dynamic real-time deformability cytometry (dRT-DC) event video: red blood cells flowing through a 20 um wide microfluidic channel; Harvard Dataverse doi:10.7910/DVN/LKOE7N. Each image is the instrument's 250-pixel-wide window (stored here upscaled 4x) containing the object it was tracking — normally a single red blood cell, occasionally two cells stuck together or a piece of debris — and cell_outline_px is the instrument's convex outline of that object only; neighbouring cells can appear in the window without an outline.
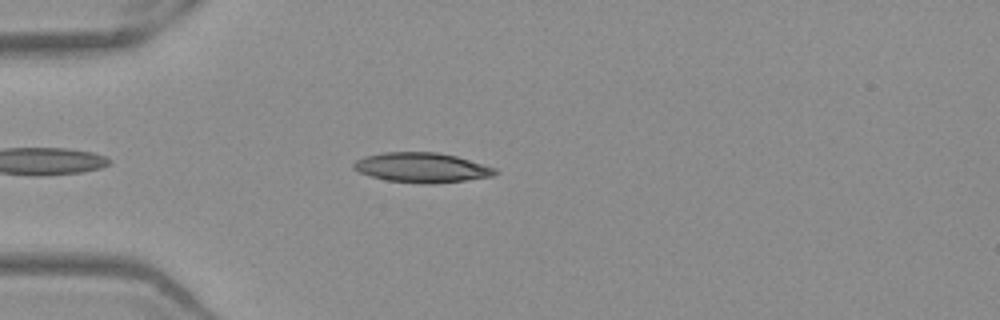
{"species": "Egyptian fruit bat (a non-hibernating species)", "species_latin": "Rousettus aegyptiacus", "temperature_condition": "warm", "stored_images_in_passage": 39, "camera_frame_rate_fps": 3000, "um_per_image_px": 0.085, "frame": {"image": 1, "passage_image": 5, "time_ms": 1.333, "image_size_px": [1000, 320], "cell_outline_px": [[500, 172], [492, 176], [464, 180], [432, 184], [420, 184], [384, 180], [360, 172], [352, 168], [352, 164], [356, 160], [364, 156], [384, 152], [436, 152], [456, 156], [496, 168]], "centroid_in_image_um": [35.84, 14.25], "position_along_channel_um": 49.2, "area_um2": 24.62}}
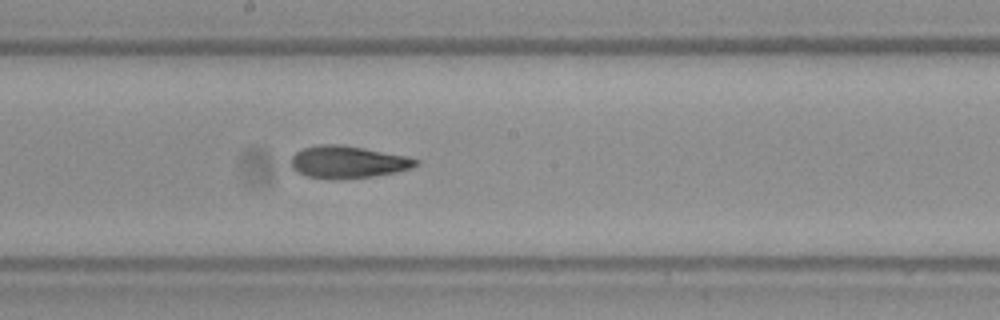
{"frame": {"image": 2, "passage_image": 19, "time_ms": 6.0, "image_size_px": [1000, 320], "cell_outline_px": [[420, 164], [412, 168], [396, 172], [372, 176], [336, 180], [332, 180], [308, 176], [296, 172], [292, 168], [292, 156], [296, 152], [304, 148], [316, 144], [344, 144], [408, 156], [420, 160]], "centroid_in_image_um": [29.59, 13.77], "position_along_channel_um": 218.6, "area_um2": 23.81}}
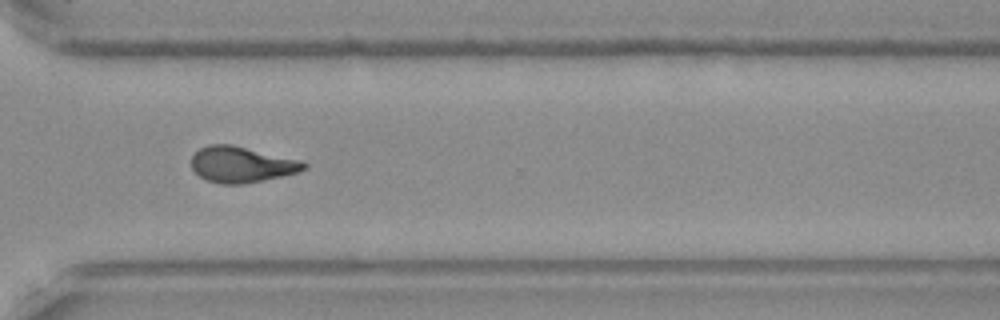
{"frame": {"image": 3, "passage_image": 29, "time_ms": 9.333, "image_size_px": [1000, 320], "cell_outline_px": [[308, 168], [296, 172], [280, 176], [244, 184], [220, 184], [208, 180], [200, 176], [192, 168], [192, 156], [200, 148], [208, 144], [232, 144], [300, 160], [308, 164]], "centroid_in_image_um": [20.52, 13.97], "position_along_channel_um": 350.1, "area_um2": 23.35}, "authors_computed_cell_mechanics": {"area_um2": 23.2934, "velocity_mm_per_s": 3.9509, "shape_relaxation_time_tau1_ms": null, "shape_relaxation_time_tau2_ms": 3.0839, "deformation_change_tau1": null, "deformation_change_tau2": 0.1163}}